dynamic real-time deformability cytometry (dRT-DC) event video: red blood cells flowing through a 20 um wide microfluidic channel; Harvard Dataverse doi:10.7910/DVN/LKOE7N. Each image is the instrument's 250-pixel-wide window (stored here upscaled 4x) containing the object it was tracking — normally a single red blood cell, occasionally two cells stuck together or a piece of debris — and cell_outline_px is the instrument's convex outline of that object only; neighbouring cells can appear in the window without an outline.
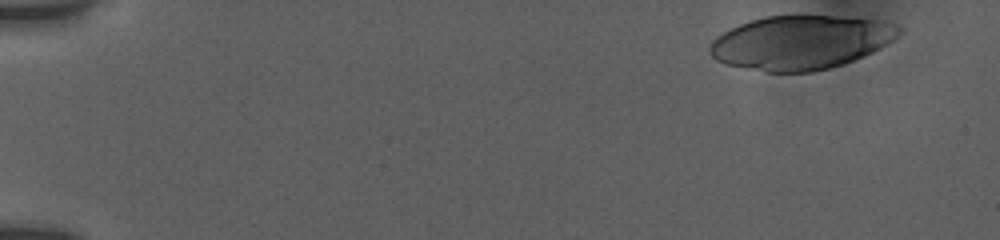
{"species": "human", "species_latin": "Homo sapiens", "temperature_condition": "room temperature", "stored_images_in_passage": 5, "camera_frame_rate_fps": 3000, "um_per_image_px": 0.085, "donor": {"sex": "female"}, "frame": {"image": 1, "passage_image": 1, "time_ms": 0.0, "image_size_px": [1000, 240], "cell_outline_px": [[904, 32], [900, 36], [888, 44], [864, 56], [844, 64], [812, 72], [768, 72], [724, 64], [716, 60], [708, 52], [708, 48], [712, 40], [716, 36], [740, 24], [764, 16], [836, 16], [880, 20], [896, 24], [904, 28]], "centroid_in_image_um": [68.1, 3.61], "position_along_channel_um": 16.9, "area_um2": 59.71}}